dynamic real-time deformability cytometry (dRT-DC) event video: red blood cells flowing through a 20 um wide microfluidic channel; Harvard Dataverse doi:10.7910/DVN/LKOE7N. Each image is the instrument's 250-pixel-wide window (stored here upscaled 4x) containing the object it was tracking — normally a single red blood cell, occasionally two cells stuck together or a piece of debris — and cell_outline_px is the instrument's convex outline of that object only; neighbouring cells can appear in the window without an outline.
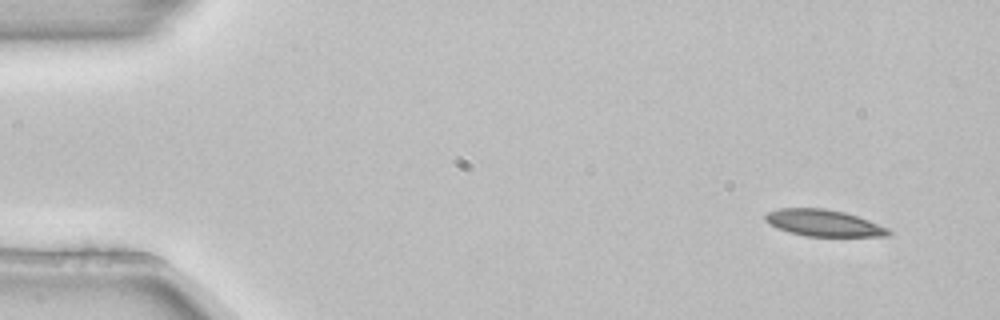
{"species": "common noctule bat (a hibernating species)", "species_latin": "Nyctalus noctula", "temperature_condition": "room temperature", "stored_images_in_passage": 3, "camera_frame_rate_fps": 3000, "um_per_image_px": 0.085, "animal": {"sex": "female", "body_mass_g": 22.7, "forearm_length_mm": 54.2}, "frame": {"image": 1, "passage_image": 1, "time_ms": 0.0, "image_size_px": [1000, 320], "cell_outline_px": [[892, 232], [888, 236], [804, 236], [788, 232], [776, 228], [768, 224], [764, 220], [764, 216], [768, 212], [780, 208], [824, 208], [844, 212], [868, 220], [888, 228]], "centroid_in_image_um": [69.96, 18.96], "position_along_channel_um": 15.0, "area_um2": 19.13}}
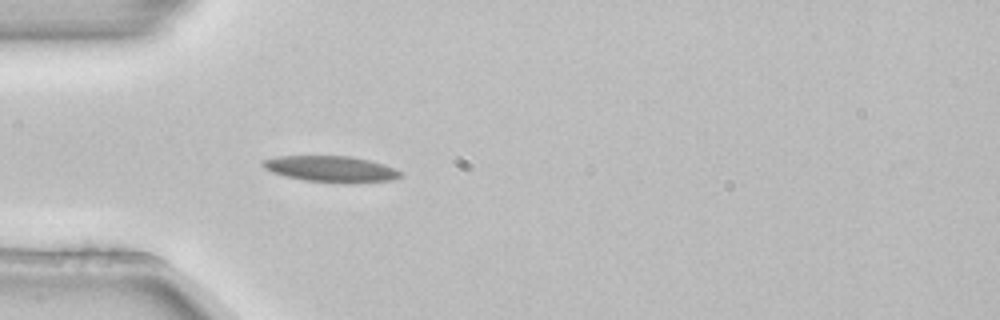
{"frame": {"image": 2, "passage_image": 3, "time_ms": 0.667, "image_size_px": [1000, 320], "cell_outline_px": [[404, 176], [392, 180], [304, 180], [272, 172], [264, 168], [260, 164], [260, 160], [276, 156], [352, 156], [384, 164], [400, 172]], "centroid_in_image_um": [28.03, 14.3], "position_along_channel_um": 57.0, "area_um2": 19.83}}